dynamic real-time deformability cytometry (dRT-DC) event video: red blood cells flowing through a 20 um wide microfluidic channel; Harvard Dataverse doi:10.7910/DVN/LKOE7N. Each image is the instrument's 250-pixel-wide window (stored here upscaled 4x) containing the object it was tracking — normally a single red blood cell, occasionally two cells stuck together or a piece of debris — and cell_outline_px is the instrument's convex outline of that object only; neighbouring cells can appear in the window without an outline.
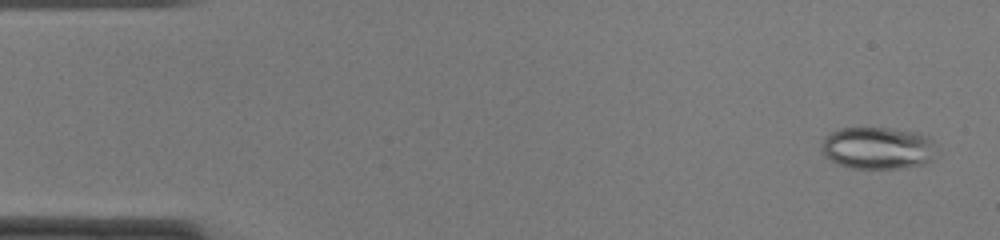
{"species": "common noctule bat (a hibernating species)", "species_latin": "Nyctalus noctula", "temperature_condition": "cold", "stored_images_in_passage": 47, "camera_frame_rate_fps": 3000, "um_per_image_px": 0.085, "animal": {"sex": "female", "body_mass_g": 22.0, "forearm_length_mm": 56.7}, "frame": {"image": 1, "passage_image": 2, "time_ms": 0.333, "image_size_px": [1000, 240], "cell_outline_px": [[932, 144], [928, 160], [924, 164], [900, 168], [852, 168], [840, 164], [824, 156], [824, 136], [840, 128], [888, 128], [920, 132], [928, 136], [932, 140]], "centroid_in_image_um": [74.57, 12.56], "position_along_channel_um": 10.4, "area_um2": 27.57}}
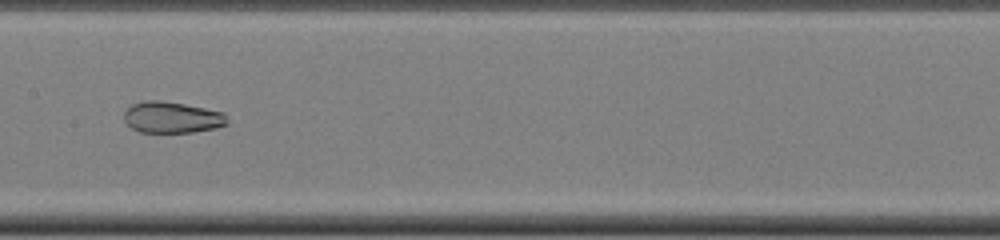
{"frame": {"image": 2, "passage_image": 25, "time_ms": 8.0, "image_size_px": [1000, 240], "cell_outline_px": [[228, 124], [216, 128], [192, 132], [140, 132], [132, 128], [124, 120], [124, 112], [132, 104], [144, 100], [160, 100], [184, 104], [224, 112], [228, 120]], "centroid_in_image_um": [14.62, 9.97], "position_along_channel_um": 192.8, "area_um2": 18.84}}
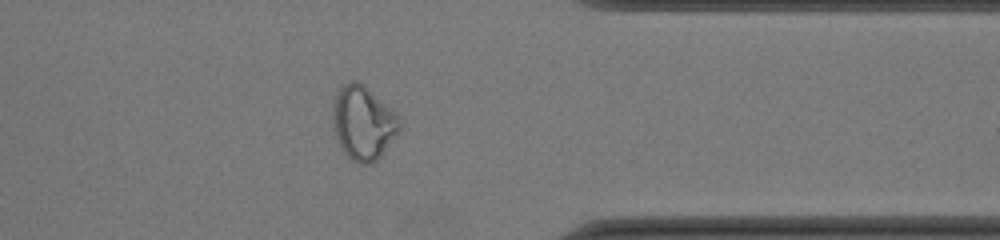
{"frame": {"image": 3, "passage_image": 40, "time_ms": 13.0, "image_size_px": [1000, 240], "cell_outline_px": [[400, 128], [396, 136], [380, 156], [372, 164], [360, 164], [352, 160], [344, 152], [336, 140], [332, 128], [332, 100], [336, 92], [348, 80], [360, 80], [396, 112], [400, 124]], "centroid_in_image_um": [30.83, 10.4], "position_along_channel_um": 380.6, "area_um2": 29.3}, "authors_computed_cell_mechanics": {"area_um2": 26.4724, "velocity_mm_per_s": 3.9445, "shape_relaxation_time_tau1_ms": null, "shape_relaxation_time_tau2_ms": 2.1507, "deformation_change_tau1": null, "deformation_change_tau2": 0.0706}}